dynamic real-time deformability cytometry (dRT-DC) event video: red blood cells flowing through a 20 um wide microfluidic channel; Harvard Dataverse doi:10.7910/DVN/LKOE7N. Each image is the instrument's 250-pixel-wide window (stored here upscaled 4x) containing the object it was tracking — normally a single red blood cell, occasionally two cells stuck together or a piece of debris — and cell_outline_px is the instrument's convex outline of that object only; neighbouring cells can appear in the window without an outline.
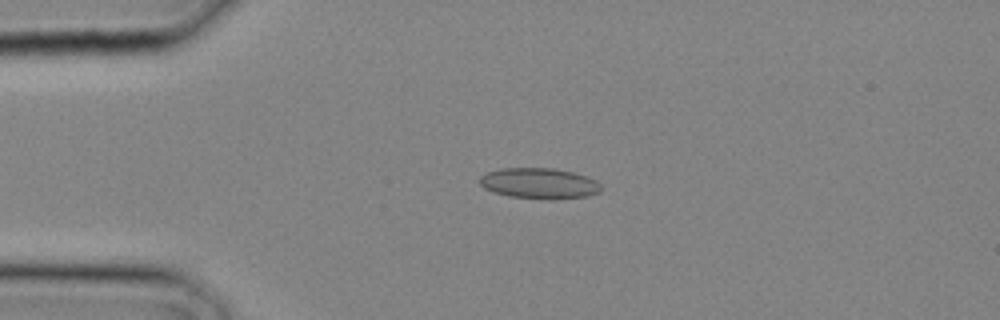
{"species": "common noctule bat (a hibernating species)", "species_latin": "Nyctalus noctula", "temperature_condition": "cold", "stored_images_in_passage": 1, "camera_frame_rate_fps": 3000, "um_per_image_px": 0.085, "animal": {"sex": "male", "body_mass_g": 20.4}, "frame": {"image": 1, "passage_image": 1, "time_ms": 0.0, "image_size_px": [1000, 320], "cell_outline_px": [[604, 188], [600, 192], [588, 196], [556, 200], [548, 200], [512, 196], [496, 192], [484, 188], [480, 184], [480, 176], [488, 172], [500, 168], [552, 168], [572, 172], [588, 176], [596, 180]], "centroid_in_image_um": [45.9, 15.59], "position_along_channel_um": 39.1, "area_um2": 21.91}}